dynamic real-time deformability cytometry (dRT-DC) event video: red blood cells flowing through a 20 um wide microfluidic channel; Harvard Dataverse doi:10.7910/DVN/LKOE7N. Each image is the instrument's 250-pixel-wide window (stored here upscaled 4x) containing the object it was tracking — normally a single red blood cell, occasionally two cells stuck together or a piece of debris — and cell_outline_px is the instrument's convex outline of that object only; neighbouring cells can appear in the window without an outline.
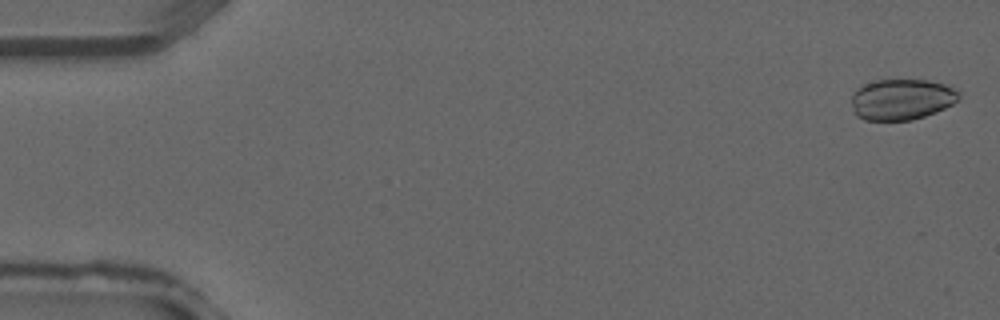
{"species": "common noctule bat (a hibernating species)", "species_latin": "Nyctalus noctula", "temperature_condition": "warm", "stored_images_in_passage": 11, "camera_frame_rate_fps": 3000, "um_per_image_px": 0.085, "animal": {"sex": "male", "forearm_length_mm": 52.5}, "frame": {"image": 1, "passage_image": 1, "time_ms": 0.0, "image_size_px": [1000, 320], "cell_outline_px": [[960, 100], [936, 112], [912, 120], [864, 120], [856, 116], [852, 104], [852, 96], [856, 88], [864, 84], [876, 80], [928, 80], [960, 88]], "centroid_in_image_um": [76.68, 8.44], "position_along_channel_um": 8.3, "area_um2": 25.89}}